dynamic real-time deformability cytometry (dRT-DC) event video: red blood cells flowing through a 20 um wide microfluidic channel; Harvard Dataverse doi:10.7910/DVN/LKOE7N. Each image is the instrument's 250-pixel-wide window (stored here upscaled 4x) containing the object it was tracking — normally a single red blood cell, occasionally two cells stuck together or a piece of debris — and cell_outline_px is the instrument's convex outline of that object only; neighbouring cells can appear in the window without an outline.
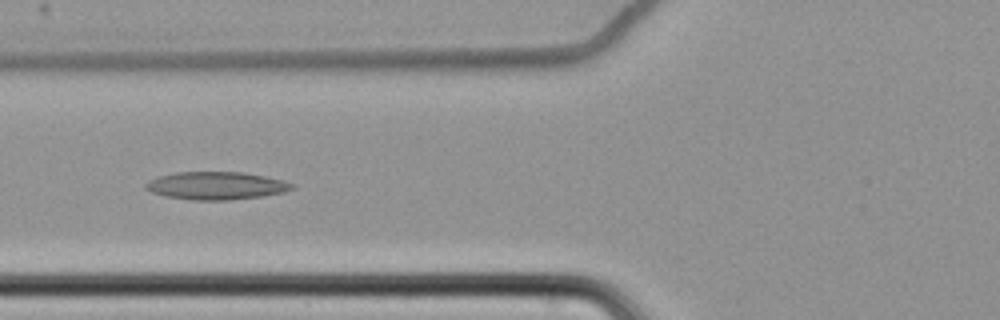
{"species": "common noctule bat (a hibernating species)", "species_latin": "Nyctalus noctula", "temperature_condition": "cold", "stored_images_in_passage": 65, "camera_frame_rate_fps": 3000, "um_per_image_px": 0.085, "animal": {"sex": "female", "body_mass_g": 22.7, "forearm_length_mm": 54.2}, "frame": {"image": 1, "passage_image": 29, "time_ms": 9.333, "image_size_px": [1000, 320], "cell_outline_px": [[296, 188], [284, 192], [260, 196], [228, 200], [192, 200], [164, 196], [152, 192], [144, 188], [144, 184], [148, 180], [156, 176], [176, 172], [244, 172], [284, 180], [296, 184]], "centroid_in_image_um": [18.36, 15.77], "position_along_channel_um": 107.4, "area_um2": 23.93}}
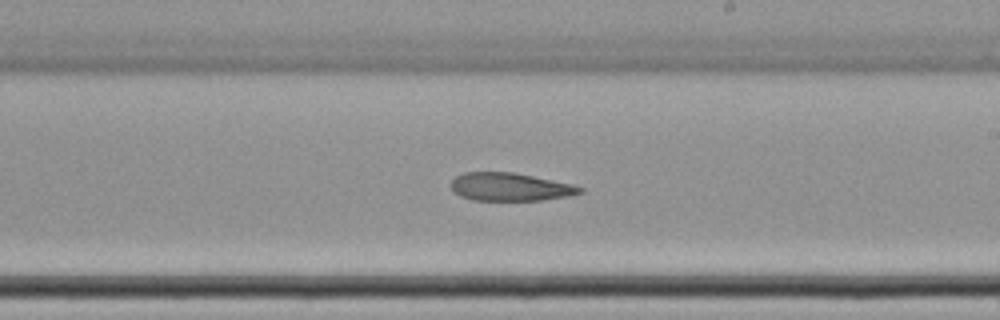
{"frame": {"image": 2, "passage_image": 41, "time_ms": 13.333, "image_size_px": [1000, 320], "cell_outline_px": [[584, 192], [568, 196], [540, 200], [472, 200], [460, 196], [452, 192], [448, 184], [456, 176], [464, 172], [512, 172], [572, 184], [584, 188]], "centroid_in_image_um": [43.3, 15.89], "position_along_channel_um": 245.7, "area_um2": 21.15}}
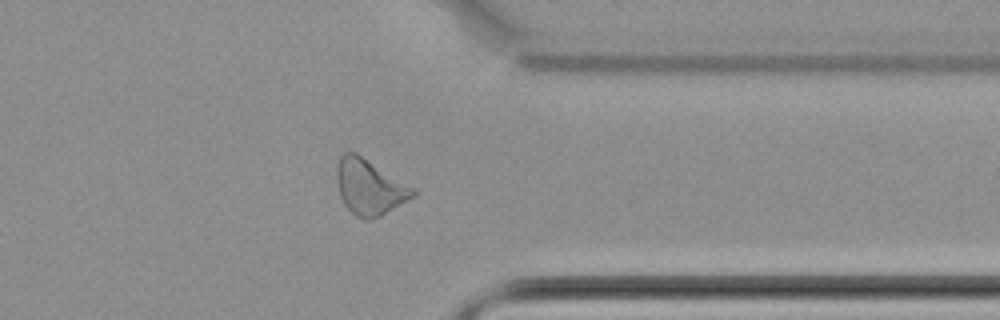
{"frame": {"image": 3, "passage_image": 53, "time_ms": 17.333, "image_size_px": [1000, 320], "cell_outline_px": [[416, 196], [380, 216], [368, 220], [364, 220], [356, 216], [344, 204], [340, 196], [336, 180], [336, 168], [340, 156], [344, 152], [356, 152], [416, 188]], "centroid_in_image_um": [31.42, 15.89], "position_along_channel_um": 380.0, "area_um2": 24.85}}